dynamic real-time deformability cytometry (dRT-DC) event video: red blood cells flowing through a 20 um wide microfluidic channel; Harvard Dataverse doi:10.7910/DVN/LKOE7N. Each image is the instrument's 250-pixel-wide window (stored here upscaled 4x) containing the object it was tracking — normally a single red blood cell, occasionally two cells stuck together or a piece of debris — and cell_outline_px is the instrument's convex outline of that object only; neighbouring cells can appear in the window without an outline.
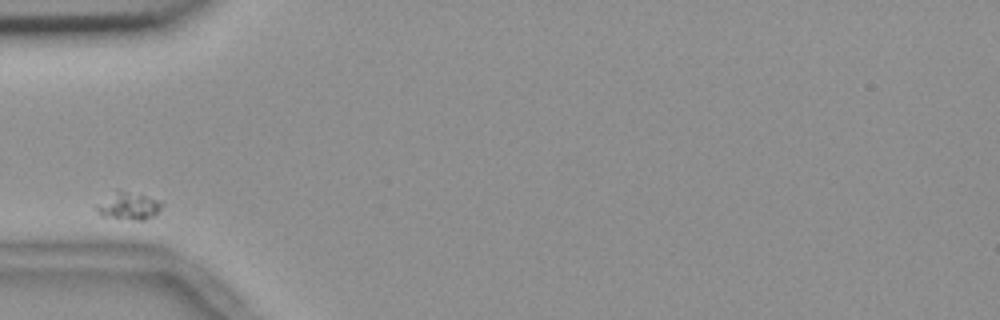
{"species": "common noctule bat (a hibernating species)", "species_latin": "Nyctalus noctula", "temperature_condition": "room temperature", "stored_images_in_passage": 5, "camera_frame_rate_fps": 3000, "um_per_image_px": 0.085, "animal": {"sex": "female", "body_mass_g": 18.4}, "frame": {"image": 1, "passage_image": 1, "time_ms": 0.0, "image_size_px": [1000, 320], "cell_outline_px": [[164, 204], [152, 216], [144, 220], [136, 220], [100, 216], [96, 212], [96, 204], [116, 188], [120, 188], [164, 200]], "centroid_in_image_um": [10.91, 17.45], "position_along_channel_um": 74.1, "area_um2": 10.98}}